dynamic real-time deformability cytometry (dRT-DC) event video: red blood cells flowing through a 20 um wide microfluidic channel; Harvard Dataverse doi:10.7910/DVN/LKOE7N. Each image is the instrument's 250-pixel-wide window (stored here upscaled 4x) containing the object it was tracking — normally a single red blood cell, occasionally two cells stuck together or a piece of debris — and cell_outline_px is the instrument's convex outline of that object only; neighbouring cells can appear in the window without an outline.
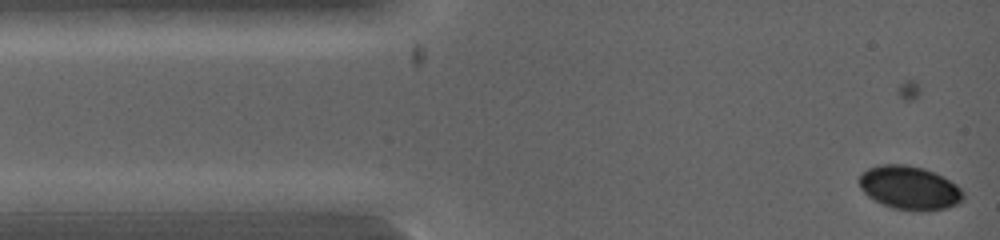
{"species": "common noctule bat (a hibernating species)", "species_latin": "Nyctalus noctula", "temperature_condition": "warm", "stored_images_in_passage": 3, "camera_frame_rate_fps": 5000, "um_per_image_px": 0.085, "animal": {"sex": "female", "body_mass_g": 19.0, "forearm_length_mm": 53.3}, "frame": {"image": 1, "passage_image": 1, "time_ms": 0.0, "image_size_px": [1000, 240], "cell_outline_px": [[964, 200], [960, 204], [948, 208], [928, 212], [920, 212], [892, 208], [868, 196], [860, 188], [860, 176], [868, 168], [884, 164], [904, 164], [924, 168], [944, 176], [956, 184], [964, 192]], "centroid_in_image_um": [77.38, 15.99], "position_along_channel_um": 7.6, "area_um2": 26.76}}
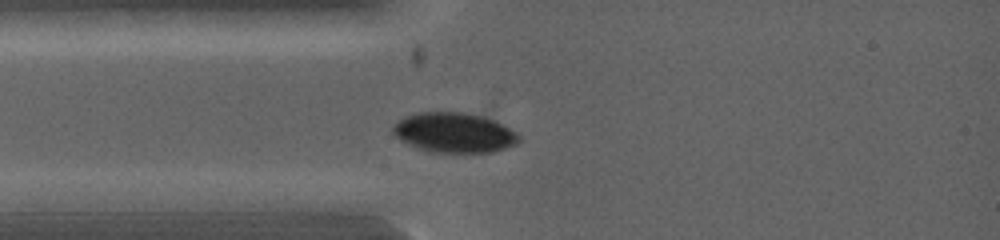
{"frame": {"image": 2, "passage_image": 3, "time_ms": 1.8, "image_size_px": [1000, 240], "cell_outline_px": [[520, 140], [516, 144], [492, 152], [432, 152], [408, 144], [396, 136], [392, 132], [392, 128], [400, 120], [408, 116], [420, 112], [460, 112], [484, 116], [508, 128], [520, 136]], "centroid_in_image_um": [38.61, 11.28], "position_along_channel_um": 46.4, "area_um2": 28.73}}